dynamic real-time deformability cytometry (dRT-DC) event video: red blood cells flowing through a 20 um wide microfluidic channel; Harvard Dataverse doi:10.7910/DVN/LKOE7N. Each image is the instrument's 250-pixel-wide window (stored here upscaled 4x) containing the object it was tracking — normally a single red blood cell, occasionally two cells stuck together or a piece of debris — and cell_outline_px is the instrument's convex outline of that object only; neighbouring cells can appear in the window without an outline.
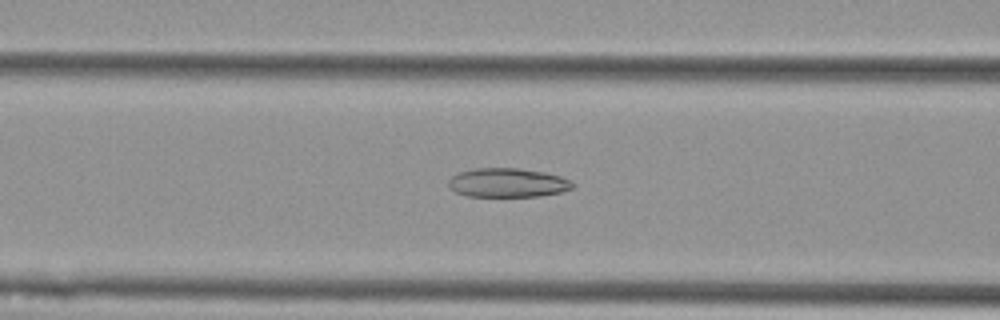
{"species": "Egyptian fruit bat (a non-hibernating species)", "species_latin": "Rousettus aegyptiacus", "temperature_condition": "cold", "stored_images_in_passage": 51, "camera_frame_rate_fps": 3000, "um_per_image_px": 0.085, "animal": {"sex": "female"}, "frame": {"image": 1, "passage_image": 18, "time_ms": 5.667, "image_size_px": [1000, 320], "cell_outline_px": [[576, 184], [572, 188], [560, 192], [540, 196], [468, 196], [456, 192], [448, 184], [448, 180], [452, 176], [460, 172], [476, 168], [520, 168], [544, 172], [560, 176]], "centroid_in_image_um": [43.16, 15.52], "position_along_channel_um": 123.4, "area_um2": 20.87}}
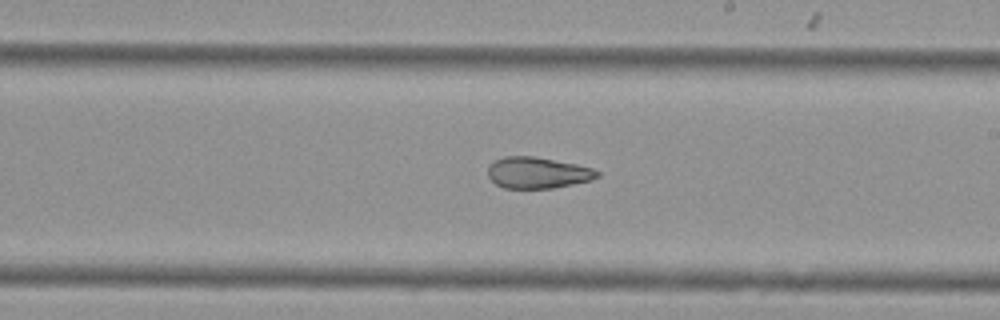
{"frame": {"image": 2, "passage_image": 28, "time_ms": 9.0, "image_size_px": [1000, 320], "cell_outline_px": [[600, 176], [592, 180], [552, 188], [504, 188], [496, 184], [488, 176], [488, 168], [496, 160], [504, 156], [532, 156], [576, 164], [592, 168], [600, 172]], "centroid_in_image_um": [45.71, 14.68], "position_along_channel_um": 243.3, "area_um2": 19.77}}
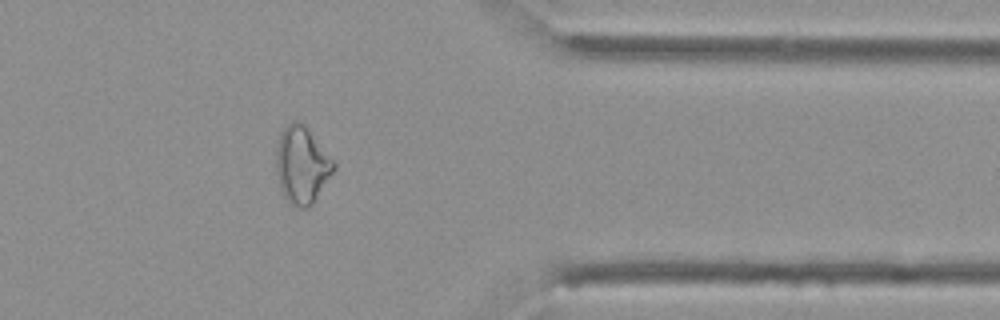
{"frame": {"image": 3, "passage_image": 41, "time_ms": 13.333, "image_size_px": [1000, 320], "cell_outline_px": [[336, 168], [312, 204], [308, 208], [300, 208], [292, 204], [284, 196], [280, 188], [276, 168], [276, 148], [280, 132], [292, 120], [300, 120], [304, 124], [336, 164]], "centroid_in_image_um": [25.64, 14.01], "position_along_channel_um": 385.8, "area_um2": 25.66}, "authors_computed_cell_mechanics": {"area_um2": 24.854, "velocity_mm_per_s": 3.6069, "shape_relaxation_time_tau1_ms": null, "shape_relaxation_time_tau2_ms": 3.6817, "deformation_change_tau1": null, "deformation_change_tau2": 0.1199}}